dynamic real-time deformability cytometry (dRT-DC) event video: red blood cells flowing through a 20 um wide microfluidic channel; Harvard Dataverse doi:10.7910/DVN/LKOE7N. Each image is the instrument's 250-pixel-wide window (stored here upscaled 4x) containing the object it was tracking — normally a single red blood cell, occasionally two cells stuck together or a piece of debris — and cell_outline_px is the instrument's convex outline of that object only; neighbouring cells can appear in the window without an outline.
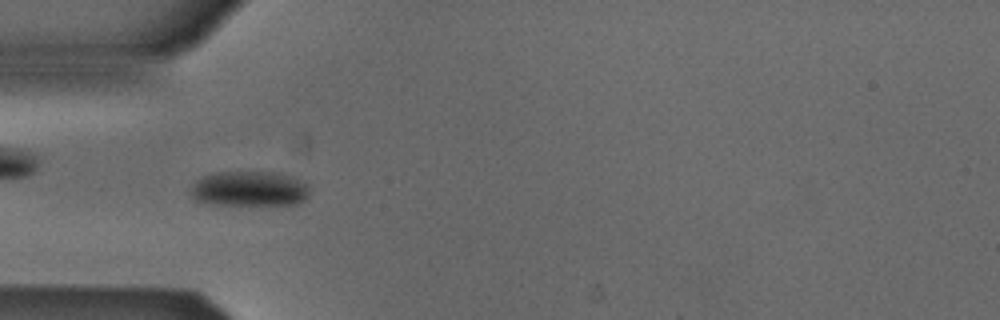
{"species": "Egyptian fruit bat (a non-hibernating species)", "species_latin": "Rousettus aegyptiacus", "temperature_condition": "cold", "stored_images_in_passage": 48, "camera_frame_rate_fps": 3000, "um_per_image_px": 0.085, "animal": {"sex": "male"}, "frame": {"image": 1, "passage_image": 11, "time_ms": 3.333, "image_size_px": [1000, 320], "cell_outline_px": [[308, 196], [304, 200], [296, 204], [212, 204], [196, 200], [188, 192], [192, 184], [196, 180], [204, 176], [216, 172], [280, 172], [304, 180], [308, 184]], "centroid_in_image_um": [21.21, 16.03], "position_along_channel_um": 63.8, "area_um2": 24.51}}
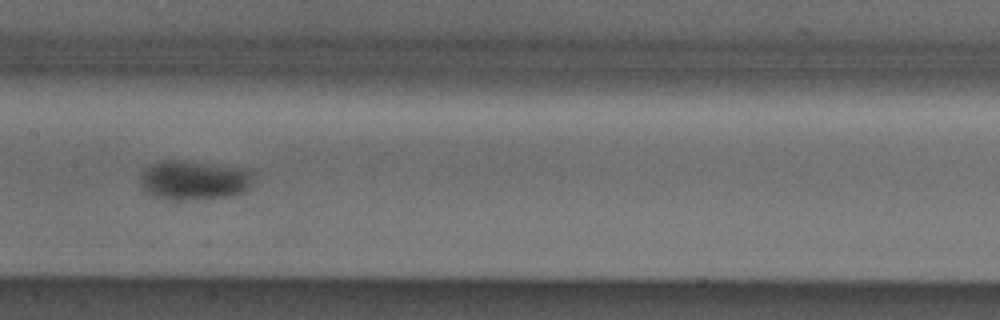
{"frame": {"image": 2, "passage_image": 21, "time_ms": 6.667, "image_size_px": [1000, 320], "cell_outline_px": [[256, 172], [248, 188], [244, 192], [228, 196], [176, 204], [164, 200], [144, 192], [140, 184], [140, 176], [144, 168], [160, 160], [184, 160], [248, 168]], "centroid_in_image_um": [16.47, 15.35], "position_along_channel_um": 190.9, "area_um2": 27.4}}
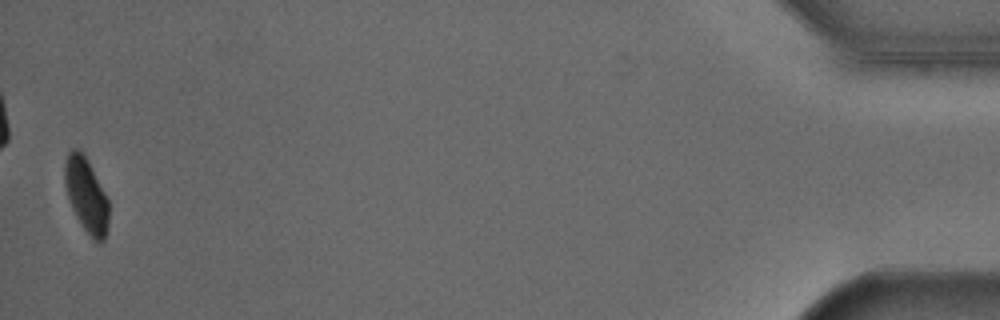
{"frame": {"image": 3, "passage_image": 47, "time_ms": 15.333, "image_size_px": [1000, 320], "cell_outline_px": [[108, 228], [104, 244], [96, 244], [92, 240], [76, 216], [72, 208], [64, 184], [64, 164], [68, 152], [72, 148], [80, 148], [88, 160], [108, 200]], "centroid_in_image_um": [7.34, 16.62], "position_along_channel_um": 427.9, "area_um2": 19.36}, "authors_computed_cell_mechanics": {"area_um2": 23.0333, "velocity_mm_per_s": 3.855, "shape_relaxation_time_tau1_ms": 1.8818, "shape_relaxation_time_tau2_ms": null, "deformation_change_tau1": 0.0659, "deformation_change_tau2": null}}